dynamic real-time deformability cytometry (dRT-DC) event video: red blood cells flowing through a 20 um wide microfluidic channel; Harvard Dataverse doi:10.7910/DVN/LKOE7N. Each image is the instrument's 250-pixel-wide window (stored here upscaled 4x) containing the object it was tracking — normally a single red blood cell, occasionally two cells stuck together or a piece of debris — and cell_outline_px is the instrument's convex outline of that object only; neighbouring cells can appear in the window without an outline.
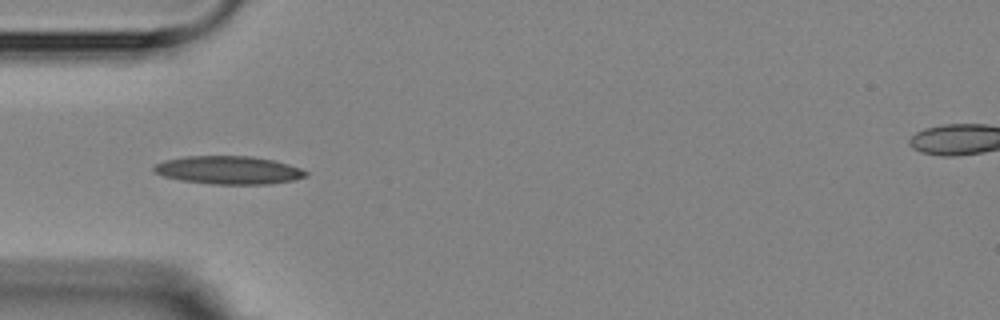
{"species": "Egyptian fruit bat (a non-hibernating species)", "species_latin": "Rousettus aegyptiacus", "temperature_condition": "room temperature", "stored_images_in_passage": 7, "camera_frame_rate_fps": 3000, "um_per_image_px": 0.085, "animal": {"sex": "female"}, "frame": {"image": 1, "passage_image": 4, "time_ms": 3.333, "image_size_px": [1000, 320], "cell_outline_px": [[308, 176], [292, 180], [268, 184], [212, 184], [180, 180], [164, 176], [152, 172], [152, 168], [156, 164], [164, 160], [184, 156], [252, 156], [272, 160], [288, 164], [300, 168], [308, 172]], "centroid_in_image_um": [19.4, 14.46], "position_along_channel_um": 65.6, "area_um2": 24.91}}
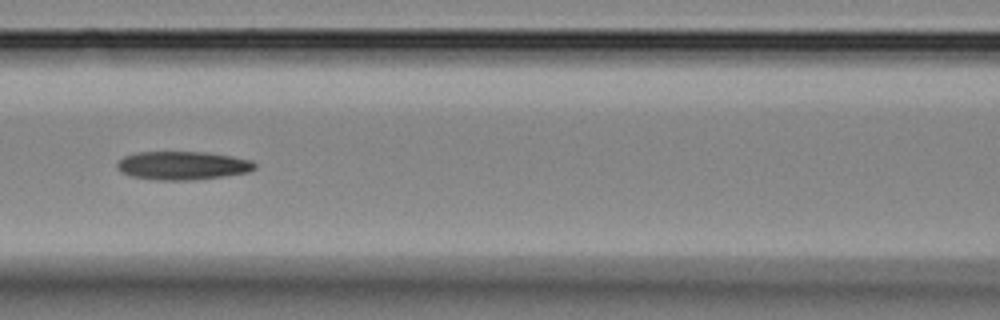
{"frame": {"image": 2, "passage_image": 6, "time_ms": 5.667, "image_size_px": [1000, 320], "cell_outline_px": [[256, 168], [248, 172], [192, 180], [156, 180], [132, 176], [120, 172], [116, 168], [116, 164], [124, 156], [136, 152], [208, 152], [232, 156], [252, 160], [256, 164]], "centroid_in_image_um": [15.5, 14.06], "position_along_channel_um": 151.1, "area_um2": 22.83}}
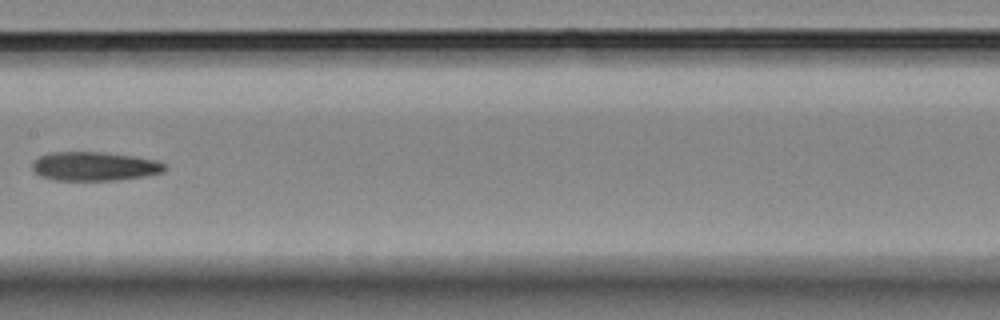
{"frame": {"image": 3, "passage_image": 7, "time_ms": 7.0, "image_size_px": [1000, 320], "cell_outline_px": [[164, 172], [144, 176], [116, 180], [56, 180], [40, 176], [32, 168], [32, 164], [40, 156], [52, 152], [104, 152], [132, 156], [156, 160], [164, 164]], "centroid_in_image_um": [8.02, 14.13], "position_along_channel_um": 199.4, "area_um2": 22.08}}